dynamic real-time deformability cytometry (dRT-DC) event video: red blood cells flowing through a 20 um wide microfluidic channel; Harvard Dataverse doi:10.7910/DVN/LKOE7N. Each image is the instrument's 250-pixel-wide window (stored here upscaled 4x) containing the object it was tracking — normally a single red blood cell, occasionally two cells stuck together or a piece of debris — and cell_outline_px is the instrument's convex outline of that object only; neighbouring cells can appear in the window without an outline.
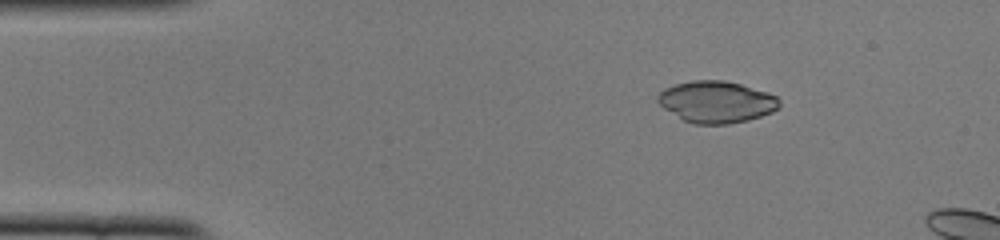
{"species": "common noctule bat (a hibernating species)", "species_latin": "Nyctalus noctula", "temperature_condition": "cold", "stored_images_in_passage": 7, "camera_frame_rate_fps": 3000, "um_per_image_px": 0.085, "animal": {"sex": "female", "body_mass_g": 22.0, "forearm_length_mm": 56.7}, "frame": {"image": 1, "passage_image": 1, "time_ms": 0.0, "image_size_px": [1000, 240], "cell_outline_px": [[780, 104], [772, 112], [748, 120], [728, 124], [692, 124], [684, 120], [664, 108], [656, 100], [656, 96], [664, 88], [676, 84], [692, 80], [724, 80], [740, 84], [776, 96], [780, 100]], "centroid_in_image_um": [60.86, 8.66], "position_along_channel_um": 24.1, "area_um2": 29.3}}